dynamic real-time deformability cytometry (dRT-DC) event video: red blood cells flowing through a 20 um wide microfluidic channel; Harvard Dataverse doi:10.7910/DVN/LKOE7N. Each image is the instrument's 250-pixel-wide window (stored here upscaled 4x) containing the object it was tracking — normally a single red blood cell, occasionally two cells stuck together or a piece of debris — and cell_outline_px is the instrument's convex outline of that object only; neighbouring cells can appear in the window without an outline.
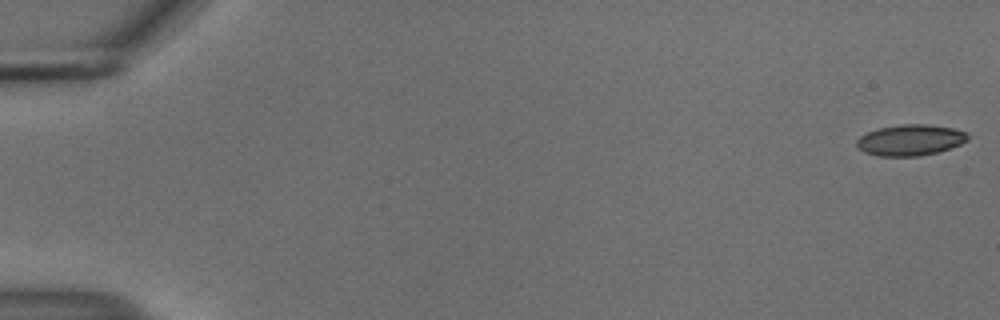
{"species": "common noctule bat (a hibernating species)", "species_latin": "Nyctalus noctula", "temperature_condition": "cold", "stored_images_in_passage": 55, "camera_frame_rate_fps": 3000, "um_per_image_px": 0.085, "animal": {"sex": "male", "body_mass_g": 18.8}, "frame": {"image": 1, "passage_image": 1, "time_ms": 0.0, "image_size_px": [1000, 320], "cell_outline_px": [[968, 140], [960, 144], [936, 152], [920, 156], [880, 156], [864, 152], [856, 148], [856, 140], [860, 136], [868, 132], [880, 128], [900, 124], [928, 124], [952, 128], [964, 132], [968, 136]], "centroid_in_image_um": [77.33, 11.9], "position_along_channel_um": 7.7, "area_um2": 19.94}}
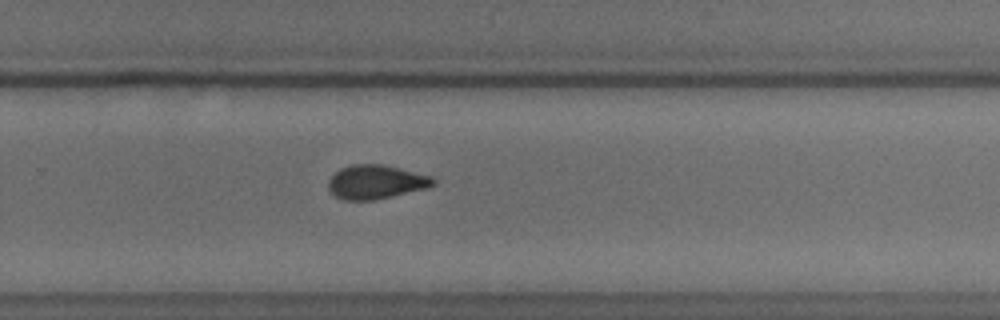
{"frame": {"image": 2, "passage_image": 37, "time_ms": 12.0, "image_size_px": [1000, 320], "cell_outline_px": [[436, 184], [428, 188], [376, 200], [344, 200], [336, 196], [328, 188], [328, 180], [340, 168], [352, 164], [384, 164], [432, 176], [436, 180]], "centroid_in_image_um": [31.99, 15.46], "position_along_channel_um": 297.8, "area_um2": 20.92}}
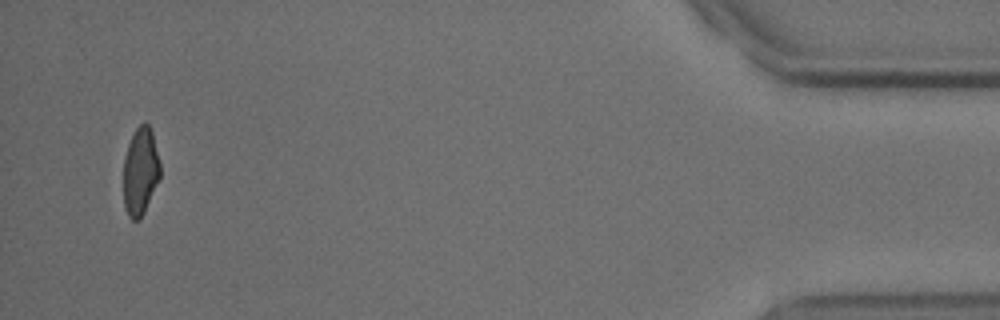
{"frame": {"image": 3, "passage_image": 53, "time_ms": 17.333, "image_size_px": [1000, 320], "cell_outline_px": [[160, 176], [144, 212], [140, 220], [132, 220], [128, 216], [124, 208], [124, 160], [128, 144], [136, 128], [144, 120], [148, 124], [152, 132], [160, 164]], "centroid_in_image_um": [11.93, 14.57], "position_along_channel_um": 423.3, "area_um2": 18.61}, "authors_computed_cell_mechanics": {"area_um2": 20.7502, "velocity_mm_per_s": 3.7227, "shape_relaxation_time_tau1_ms": 4.3501, "shape_relaxation_time_tau2_ms": 1.8142, "deformation_change_tau1": 0.1247, "deformation_change_tau2": 0.0605}}